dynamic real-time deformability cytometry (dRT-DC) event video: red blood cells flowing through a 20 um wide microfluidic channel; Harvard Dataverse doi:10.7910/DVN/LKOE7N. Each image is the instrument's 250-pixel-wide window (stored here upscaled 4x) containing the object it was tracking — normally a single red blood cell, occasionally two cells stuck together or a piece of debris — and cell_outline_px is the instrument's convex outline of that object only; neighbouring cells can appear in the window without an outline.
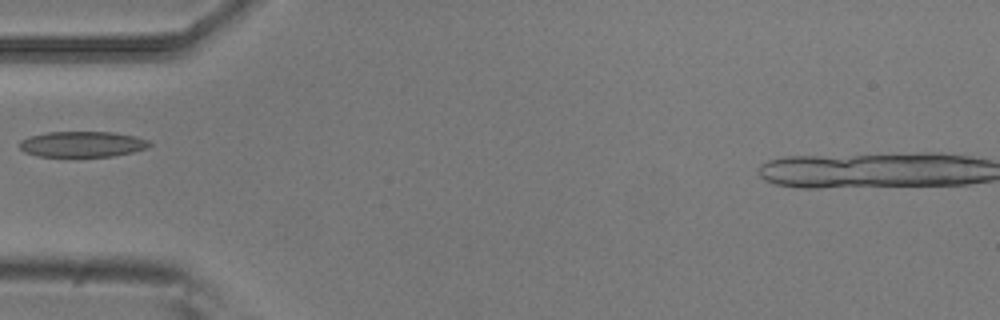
{"species": "common noctule bat (a hibernating species)", "species_latin": "Nyctalus noctula", "temperature_condition": "room temperature", "stored_images_in_passage": 2, "camera_frame_rate_fps": 3000, "um_per_image_px": 0.085, "animal": {"sex": "male", "body_mass_g": 20.5, "forearm_length_mm": 52.5}, "frame": {"image": 1, "passage_image": 2, "time_ms": 0.333, "image_size_px": [1000, 320], "cell_outline_px": [[152, 144], [148, 148], [132, 152], [112, 156], [76, 160], [36, 156], [24, 152], [20, 148], [20, 140], [28, 136], [48, 132], [112, 132], [136, 136], [148, 140]], "centroid_in_image_um": [6.96, 12.31], "position_along_channel_um": 78.0, "area_um2": 20.58}}